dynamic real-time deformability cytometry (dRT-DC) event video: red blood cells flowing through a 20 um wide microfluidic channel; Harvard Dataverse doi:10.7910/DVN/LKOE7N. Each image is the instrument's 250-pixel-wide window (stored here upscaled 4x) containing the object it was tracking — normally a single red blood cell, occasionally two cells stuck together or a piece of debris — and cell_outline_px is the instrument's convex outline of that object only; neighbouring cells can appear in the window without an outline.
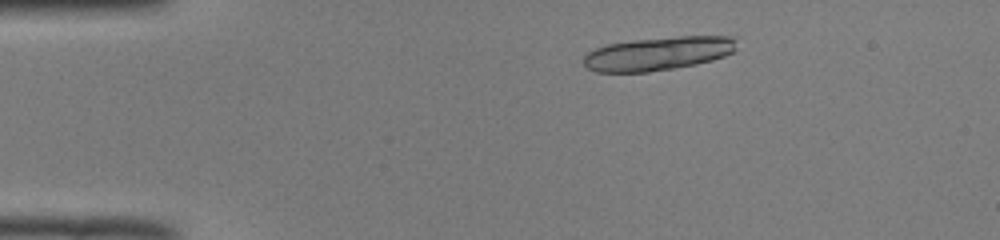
{"species": "common noctule bat (a hibernating species)", "species_latin": "Nyctalus noctula", "temperature_condition": "room temperature", "stored_images_in_passage": 16, "camera_frame_rate_fps": 3000, "um_per_image_px": 0.085, "animal": {"sex": "male", "body_mass_g": 19.0, "forearm_length_mm": 50.8}, "frame": {"image": 1, "passage_image": 7, "time_ms": 2.0, "image_size_px": [1000, 240], "cell_outline_px": [[736, 48], [732, 52], [724, 56], [712, 60], [696, 64], [648, 72], [596, 72], [588, 68], [584, 64], [584, 56], [588, 52], [596, 48], [608, 44], [636, 40], [680, 36], [728, 36], [736, 40]], "centroid_in_image_um": [55.94, 4.55], "position_along_channel_um": 29.1, "area_um2": 29.65}}